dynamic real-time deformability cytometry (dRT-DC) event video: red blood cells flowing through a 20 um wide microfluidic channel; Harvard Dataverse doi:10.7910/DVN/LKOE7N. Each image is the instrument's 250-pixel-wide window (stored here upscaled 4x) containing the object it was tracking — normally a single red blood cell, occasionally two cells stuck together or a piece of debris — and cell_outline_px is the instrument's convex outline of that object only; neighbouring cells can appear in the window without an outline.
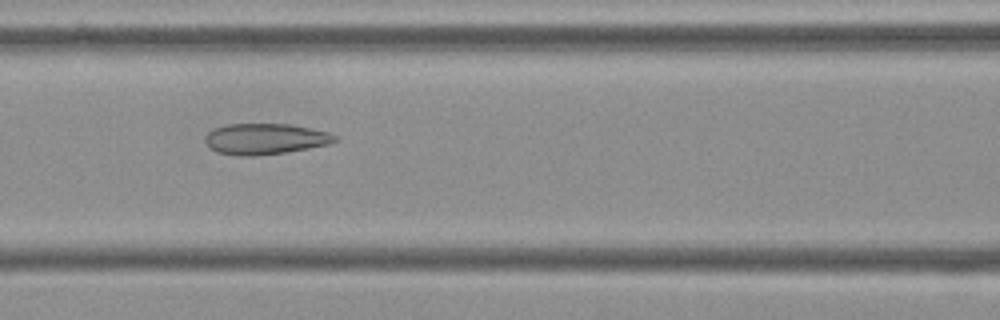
{"species": "Egyptian fruit bat (a non-hibernating species)", "species_latin": "Rousettus aegyptiacus", "temperature_condition": "cold", "stored_images_in_passage": 14, "camera_frame_rate_fps": 3000, "um_per_image_px": 0.085, "frame": {"image": 1, "passage_image": 6, "time_ms": 1.667, "image_size_px": [1000, 320], "cell_outline_px": [[340, 140], [328, 144], [308, 148], [284, 152], [256, 156], [240, 156], [216, 152], [204, 140], [208, 132], [216, 128], [228, 124], [292, 124], [328, 132], [340, 136]], "centroid_in_image_um": [22.59, 11.8], "position_along_channel_um": 144.0, "area_um2": 23.35}}
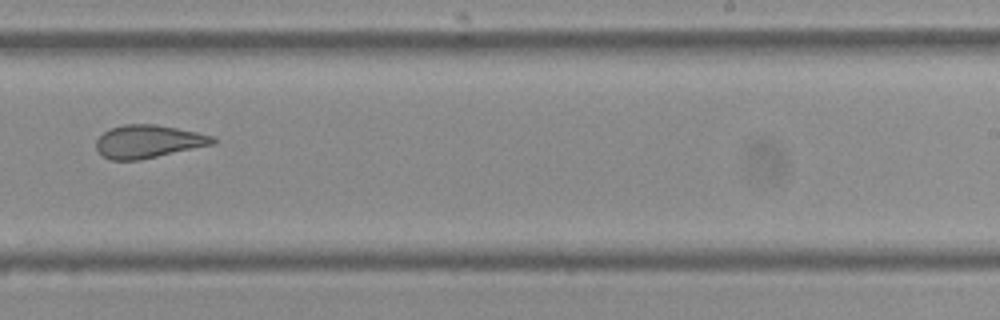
{"frame": {"image": 2, "passage_image": 9, "time_ms": 2.667, "image_size_px": [1000, 320], "cell_outline_px": [[216, 144], [140, 160], [112, 160], [104, 156], [96, 148], [96, 140], [108, 128], [124, 124], [156, 124], [216, 136]], "centroid_in_image_um": [12.63, 12.02], "position_along_channel_um": 276.4, "area_um2": 22.54}}
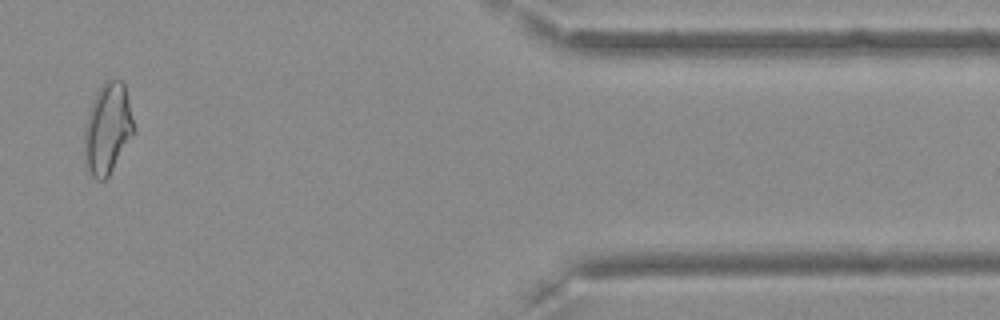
{"frame": {"image": 3, "passage_image": 13, "time_ms": 4.0, "image_size_px": [1000, 320], "cell_outline_px": [[136, 132], [108, 176], [104, 180], [96, 180], [88, 172], [84, 156], [84, 132], [88, 112], [96, 92], [104, 80], [120, 80], [124, 84], [136, 128]], "centroid_in_image_um": [9.15, 10.94], "position_along_channel_um": 402.2, "area_um2": 26.41}}